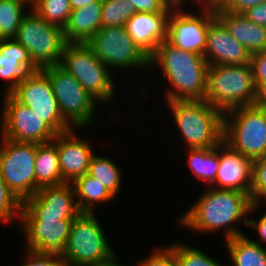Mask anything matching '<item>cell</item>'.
<instances>
[{"label":"cell","mask_w":266,"mask_h":266,"mask_svg":"<svg viewBox=\"0 0 266 266\" xmlns=\"http://www.w3.org/2000/svg\"><path fill=\"white\" fill-rule=\"evenodd\" d=\"M38 70L19 42L14 38L0 39V80L5 81L3 95L9 94L29 73Z\"/></svg>","instance_id":"obj_21"},{"label":"cell","mask_w":266,"mask_h":266,"mask_svg":"<svg viewBox=\"0 0 266 266\" xmlns=\"http://www.w3.org/2000/svg\"><path fill=\"white\" fill-rule=\"evenodd\" d=\"M258 209L247 193L206 186L193 205L180 215L178 226L202 235L223 232L226 241L245 235L236 224L247 226L249 214L252 216Z\"/></svg>","instance_id":"obj_1"},{"label":"cell","mask_w":266,"mask_h":266,"mask_svg":"<svg viewBox=\"0 0 266 266\" xmlns=\"http://www.w3.org/2000/svg\"><path fill=\"white\" fill-rule=\"evenodd\" d=\"M138 261L137 266H178L175 254L168 245L156 246L152 253Z\"/></svg>","instance_id":"obj_35"},{"label":"cell","mask_w":266,"mask_h":266,"mask_svg":"<svg viewBox=\"0 0 266 266\" xmlns=\"http://www.w3.org/2000/svg\"><path fill=\"white\" fill-rule=\"evenodd\" d=\"M72 128L54 138L59 155V166L65 183H73L88 172L91 157L95 154L91 138H81ZM89 139V140H88Z\"/></svg>","instance_id":"obj_17"},{"label":"cell","mask_w":266,"mask_h":266,"mask_svg":"<svg viewBox=\"0 0 266 266\" xmlns=\"http://www.w3.org/2000/svg\"><path fill=\"white\" fill-rule=\"evenodd\" d=\"M185 148L216 147L223 141L224 113L205 100L165 101ZM181 134V135H180Z\"/></svg>","instance_id":"obj_3"},{"label":"cell","mask_w":266,"mask_h":266,"mask_svg":"<svg viewBox=\"0 0 266 266\" xmlns=\"http://www.w3.org/2000/svg\"><path fill=\"white\" fill-rule=\"evenodd\" d=\"M167 244L174 252L178 266H224L200 248L181 241ZM189 245V246H188ZM226 266V265H225Z\"/></svg>","instance_id":"obj_30"},{"label":"cell","mask_w":266,"mask_h":266,"mask_svg":"<svg viewBox=\"0 0 266 266\" xmlns=\"http://www.w3.org/2000/svg\"><path fill=\"white\" fill-rule=\"evenodd\" d=\"M250 198L252 205H259L266 199V156L253 160Z\"/></svg>","instance_id":"obj_34"},{"label":"cell","mask_w":266,"mask_h":266,"mask_svg":"<svg viewBox=\"0 0 266 266\" xmlns=\"http://www.w3.org/2000/svg\"><path fill=\"white\" fill-rule=\"evenodd\" d=\"M9 94L33 110L57 134L72 129L62 118L51 81L42 70L29 73Z\"/></svg>","instance_id":"obj_12"},{"label":"cell","mask_w":266,"mask_h":266,"mask_svg":"<svg viewBox=\"0 0 266 266\" xmlns=\"http://www.w3.org/2000/svg\"><path fill=\"white\" fill-rule=\"evenodd\" d=\"M50 79L62 118L80 131L95 127V114L100 103L60 64L41 69ZM87 127V128H86Z\"/></svg>","instance_id":"obj_6"},{"label":"cell","mask_w":266,"mask_h":266,"mask_svg":"<svg viewBox=\"0 0 266 266\" xmlns=\"http://www.w3.org/2000/svg\"><path fill=\"white\" fill-rule=\"evenodd\" d=\"M262 216L260 215V217H258V219H250V217H248V224L247 227H251L252 229H256L255 232L257 234V236L259 237L258 241L257 239L253 240L255 243H258L259 245L266 247L264 244H266V213L263 211V213H261Z\"/></svg>","instance_id":"obj_39"},{"label":"cell","mask_w":266,"mask_h":266,"mask_svg":"<svg viewBox=\"0 0 266 266\" xmlns=\"http://www.w3.org/2000/svg\"><path fill=\"white\" fill-rule=\"evenodd\" d=\"M69 1H70L72 10H76L84 6H87L93 2H97L99 0H69Z\"/></svg>","instance_id":"obj_45"},{"label":"cell","mask_w":266,"mask_h":266,"mask_svg":"<svg viewBox=\"0 0 266 266\" xmlns=\"http://www.w3.org/2000/svg\"><path fill=\"white\" fill-rule=\"evenodd\" d=\"M19 2L23 3L26 7L29 6V9H33L39 0H18Z\"/></svg>","instance_id":"obj_47"},{"label":"cell","mask_w":266,"mask_h":266,"mask_svg":"<svg viewBox=\"0 0 266 266\" xmlns=\"http://www.w3.org/2000/svg\"><path fill=\"white\" fill-rule=\"evenodd\" d=\"M22 203L7 187L0 174V221L4 224L20 222Z\"/></svg>","instance_id":"obj_33"},{"label":"cell","mask_w":266,"mask_h":266,"mask_svg":"<svg viewBox=\"0 0 266 266\" xmlns=\"http://www.w3.org/2000/svg\"><path fill=\"white\" fill-rule=\"evenodd\" d=\"M256 87L250 64L210 65L205 101L223 113L257 102Z\"/></svg>","instance_id":"obj_4"},{"label":"cell","mask_w":266,"mask_h":266,"mask_svg":"<svg viewBox=\"0 0 266 266\" xmlns=\"http://www.w3.org/2000/svg\"><path fill=\"white\" fill-rule=\"evenodd\" d=\"M185 7H174L168 17L166 41L183 51L204 55L207 31L214 10L196 7L190 11Z\"/></svg>","instance_id":"obj_14"},{"label":"cell","mask_w":266,"mask_h":266,"mask_svg":"<svg viewBox=\"0 0 266 266\" xmlns=\"http://www.w3.org/2000/svg\"><path fill=\"white\" fill-rule=\"evenodd\" d=\"M136 12L170 14L174 6L166 0H129Z\"/></svg>","instance_id":"obj_37"},{"label":"cell","mask_w":266,"mask_h":266,"mask_svg":"<svg viewBox=\"0 0 266 266\" xmlns=\"http://www.w3.org/2000/svg\"><path fill=\"white\" fill-rule=\"evenodd\" d=\"M95 213L73 220L62 257L67 266H93L111 258L114 250Z\"/></svg>","instance_id":"obj_7"},{"label":"cell","mask_w":266,"mask_h":266,"mask_svg":"<svg viewBox=\"0 0 266 266\" xmlns=\"http://www.w3.org/2000/svg\"><path fill=\"white\" fill-rule=\"evenodd\" d=\"M266 0H229L223 7V10L234 13H243L247 9L263 3Z\"/></svg>","instance_id":"obj_41"},{"label":"cell","mask_w":266,"mask_h":266,"mask_svg":"<svg viewBox=\"0 0 266 266\" xmlns=\"http://www.w3.org/2000/svg\"><path fill=\"white\" fill-rule=\"evenodd\" d=\"M32 10L49 24L61 29L65 28L72 12L69 0H39Z\"/></svg>","instance_id":"obj_31"},{"label":"cell","mask_w":266,"mask_h":266,"mask_svg":"<svg viewBox=\"0 0 266 266\" xmlns=\"http://www.w3.org/2000/svg\"><path fill=\"white\" fill-rule=\"evenodd\" d=\"M250 65L258 91L266 85V51L251 54Z\"/></svg>","instance_id":"obj_38"},{"label":"cell","mask_w":266,"mask_h":266,"mask_svg":"<svg viewBox=\"0 0 266 266\" xmlns=\"http://www.w3.org/2000/svg\"><path fill=\"white\" fill-rule=\"evenodd\" d=\"M229 0H200L199 7L218 9L222 8Z\"/></svg>","instance_id":"obj_42"},{"label":"cell","mask_w":266,"mask_h":266,"mask_svg":"<svg viewBox=\"0 0 266 266\" xmlns=\"http://www.w3.org/2000/svg\"><path fill=\"white\" fill-rule=\"evenodd\" d=\"M28 9V10H27ZM29 11L18 0H0V39L14 38L23 16Z\"/></svg>","instance_id":"obj_29"},{"label":"cell","mask_w":266,"mask_h":266,"mask_svg":"<svg viewBox=\"0 0 266 266\" xmlns=\"http://www.w3.org/2000/svg\"><path fill=\"white\" fill-rule=\"evenodd\" d=\"M86 44L115 75L117 70L150 68L149 57L134 43L125 26H102Z\"/></svg>","instance_id":"obj_10"},{"label":"cell","mask_w":266,"mask_h":266,"mask_svg":"<svg viewBox=\"0 0 266 266\" xmlns=\"http://www.w3.org/2000/svg\"><path fill=\"white\" fill-rule=\"evenodd\" d=\"M72 223L73 220H61V216L20 215L24 249L62 256Z\"/></svg>","instance_id":"obj_15"},{"label":"cell","mask_w":266,"mask_h":266,"mask_svg":"<svg viewBox=\"0 0 266 266\" xmlns=\"http://www.w3.org/2000/svg\"><path fill=\"white\" fill-rule=\"evenodd\" d=\"M215 16L224 24L229 34L251 54L266 51V27L251 22L243 13L214 9Z\"/></svg>","instance_id":"obj_22"},{"label":"cell","mask_w":266,"mask_h":266,"mask_svg":"<svg viewBox=\"0 0 266 266\" xmlns=\"http://www.w3.org/2000/svg\"><path fill=\"white\" fill-rule=\"evenodd\" d=\"M203 56L209 65H244L250 64L251 59V53L229 34L216 16L209 22Z\"/></svg>","instance_id":"obj_18"},{"label":"cell","mask_w":266,"mask_h":266,"mask_svg":"<svg viewBox=\"0 0 266 266\" xmlns=\"http://www.w3.org/2000/svg\"><path fill=\"white\" fill-rule=\"evenodd\" d=\"M253 160L233 150L227 143L219 144V169L215 189L238 190L250 195Z\"/></svg>","instance_id":"obj_19"},{"label":"cell","mask_w":266,"mask_h":266,"mask_svg":"<svg viewBox=\"0 0 266 266\" xmlns=\"http://www.w3.org/2000/svg\"><path fill=\"white\" fill-rule=\"evenodd\" d=\"M78 207L82 213H96V207L116 199L102 184L87 173L72 183Z\"/></svg>","instance_id":"obj_26"},{"label":"cell","mask_w":266,"mask_h":266,"mask_svg":"<svg viewBox=\"0 0 266 266\" xmlns=\"http://www.w3.org/2000/svg\"><path fill=\"white\" fill-rule=\"evenodd\" d=\"M24 262L18 266H67L61 255L24 249Z\"/></svg>","instance_id":"obj_36"},{"label":"cell","mask_w":266,"mask_h":266,"mask_svg":"<svg viewBox=\"0 0 266 266\" xmlns=\"http://www.w3.org/2000/svg\"><path fill=\"white\" fill-rule=\"evenodd\" d=\"M225 243L232 263L230 266H266V247L255 243L246 234L226 240Z\"/></svg>","instance_id":"obj_27"},{"label":"cell","mask_w":266,"mask_h":266,"mask_svg":"<svg viewBox=\"0 0 266 266\" xmlns=\"http://www.w3.org/2000/svg\"><path fill=\"white\" fill-rule=\"evenodd\" d=\"M209 66L203 55L180 50L166 40L149 58V70L160 68L168 84L163 101L205 100Z\"/></svg>","instance_id":"obj_2"},{"label":"cell","mask_w":266,"mask_h":266,"mask_svg":"<svg viewBox=\"0 0 266 266\" xmlns=\"http://www.w3.org/2000/svg\"><path fill=\"white\" fill-rule=\"evenodd\" d=\"M187 165L190 172L199 181L210 187L217 177L219 169V145L209 148H187Z\"/></svg>","instance_id":"obj_25"},{"label":"cell","mask_w":266,"mask_h":266,"mask_svg":"<svg viewBox=\"0 0 266 266\" xmlns=\"http://www.w3.org/2000/svg\"><path fill=\"white\" fill-rule=\"evenodd\" d=\"M136 13L129 0H102V26H125Z\"/></svg>","instance_id":"obj_32"},{"label":"cell","mask_w":266,"mask_h":266,"mask_svg":"<svg viewBox=\"0 0 266 266\" xmlns=\"http://www.w3.org/2000/svg\"><path fill=\"white\" fill-rule=\"evenodd\" d=\"M170 5L174 6V7H184L185 8H188L186 6V3H191L190 5H198L199 6V1L200 0H166Z\"/></svg>","instance_id":"obj_44"},{"label":"cell","mask_w":266,"mask_h":266,"mask_svg":"<svg viewBox=\"0 0 266 266\" xmlns=\"http://www.w3.org/2000/svg\"><path fill=\"white\" fill-rule=\"evenodd\" d=\"M0 114V135L16 142L43 144L54 140L57 133L29 107L4 94Z\"/></svg>","instance_id":"obj_13"},{"label":"cell","mask_w":266,"mask_h":266,"mask_svg":"<svg viewBox=\"0 0 266 266\" xmlns=\"http://www.w3.org/2000/svg\"><path fill=\"white\" fill-rule=\"evenodd\" d=\"M0 174L22 203L36 193L37 143L16 142L0 135Z\"/></svg>","instance_id":"obj_11"},{"label":"cell","mask_w":266,"mask_h":266,"mask_svg":"<svg viewBox=\"0 0 266 266\" xmlns=\"http://www.w3.org/2000/svg\"><path fill=\"white\" fill-rule=\"evenodd\" d=\"M14 39L27 49L30 60L39 70L60 64L67 44L64 30L49 24L32 9L23 16Z\"/></svg>","instance_id":"obj_9"},{"label":"cell","mask_w":266,"mask_h":266,"mask_svg":"<svg viewBox=\"0 0 266 266\" xmlns=\"http://www.w3.org/2000/svg\"><path fill=\"white\" fill-rule=\"evenodd\" d=\"M102 0L72 10L65 26L67 43H87L102 27Z\"/></svg>","instance_id":"obj_23"},{"label":"cell","mask_w":266,"mask_h":266,"mask_svg":"<svg viewBox=\"0 0 266 266\" xmlns=\"http://www.w3.org/2000/svg\"><path fill=\"white\" fill-rule=\"evenodd\" d=\"M87 174L97 180L115 198L122 188V169L109 157L94 154L91 157Z\"/></svg>","instance_id":"obj_28"},{"label":"cell","mask_w":266,"mask_h":266,"mask_svg":"<svg viewBox=\"0 0 266 266\" xmlns=\"http://www.w3.org/2000/svg\"><path fill=\"white\" fill-rule=\"evenodd\" d=\"M256 104L266 109V85H264L259 91H258V98Z\"/></svg>","instance_id":"obj_46"},{"label":"cell","mask_w":266,"mask_h":266,"mask_svg":"<svg viewBox=\"0 0 266 266\" xmlns=\"http://www.w3.org/2000/svg\"><path fill=\"white\" fill-rule=\"evenodd\" d=\"M264 202H261L258 206L261 208L263 207V204L266 205V199L263 200ZM266 208V206H264ZM266 213V210H265Z\"/></svg>","instance_id":"obj_48"},{"label":"cell","mask_w":266,"mask_h":266,"mask_svg":"<svg viewBox=\"0 0 266 266\" xmlns=\"http://www.w3.org/2000/svg\"><path fill=\"white\" fill-rule=\"evenodd\" d=\"M223 141L252 160L266 156V109L257 104L224 113Z\"/></svg>","instance_id":"obj_8"},{"label":"cell","mask_w":266,"mask_h":266,"mask_svg":"<svg viewBox=\"0 0 266 266\" xmlns=\"http://www.w3.org/2000/svg\"><path fill=\"white\" fill-rule=\"evenodd\" d=\"M169 15L136 12L125 24L126 32L149 58L167 38Z\"/></svg>","instance_id":"obj_20"},{"label":"cell","mask_w":266,"mask_h":266,"mask_svg":"<svg viewBox=\"0 0 266 266\" xmlns=\"http://www.w3.org/2000/svg\"><path fill=\"white\" fill-rule=\"evenodd\" d=\"M81 213L72 183H64L38 189L22 202L20 215H52L74 220Z\"/></svg>","instance_id":"obj_16"},{"label":"cell","mask_w":266,"mask_h":266,"mask_svg":"<svg viewBox=\"0 0 266 266\" xmlns=\"http://www.w3.org/2000/svg\"><path fill=\"white\" fill-rule=\"evenodd\" d=\"M60 65L100 104L105 106L116 99L115 94L118 90L114 73L100 61L86 43H67Z\"/></svg>","instance_id":"obj_5"},{"label":"cell","mask_w":266,"mask_h":266,"mask_svg":"<svg viewBox=\"0 0 266 266\" xmlns=\"http://www.w3.org/2000/svg\"><path fill=\"white\" fill-rule=\"evenodd\" d=\"M243 14L251 22L266 27V1L247 9Z\"/></svg>","instance_id":"obj_40"},{"label":"cell","mask_w":266,"mask_h":266,"mask_svg":"<svg viewBox=\"0 0 266 266\" xmlns=\"http://www.w3.org/2000/svg\"><path fill=\"white\" fill-rule=\"evenodd\" d=\"M118 253H115L111 258L108 260L102 261L101 263H98L97 265L93 266H128L125 264H121L120 260L118 261L119 258H117Z\"/></svg>","instance_id":"obj_43"},{"label":"cell","mask_w":266,"mask_h":266,"mask_svg":"<svg viewBox=\"0 0 266 266\" xmlns=\"http://www.w3.org/2000/svg\"><path fill=\"white\" fill-rule=\"evenodd\" d=\"M36 192L43 187L64 184L59 166L57 145L54 141L37 144L35 157Z\"/></svg>","instance_id":"obj_24"}]
</instances>
